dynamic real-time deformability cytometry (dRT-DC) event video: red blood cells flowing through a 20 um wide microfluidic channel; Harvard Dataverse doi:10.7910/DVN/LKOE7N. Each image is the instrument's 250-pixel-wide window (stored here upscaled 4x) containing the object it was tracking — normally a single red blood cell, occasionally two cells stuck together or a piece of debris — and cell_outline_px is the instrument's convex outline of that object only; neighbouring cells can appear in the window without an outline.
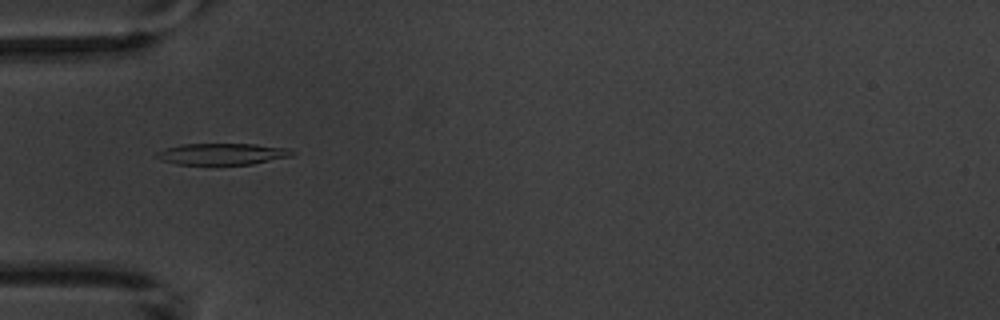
{"species": "common noctule bat (a hibernating species)", "species_latin": "Nyctalus noctula", "temperature_condition": "warm", "stored_images_in_passage": 7, "camera_frame_rate_fps": 3000, "um_per_image_px": 0.085, "animal": {"sex": "male", "body_mass_g": 20.1, "forearm_length_mm": 53.5}, "frame": {"image": 1, "passage_image": 4, "time_ms": 3.333, "image_size_px": [1000, 320], "cell_outline_px": [[296, 152], [292, 156], [252, 164], [176, 164], [160, 160], [152, 156], [156, 152], [180, 144], [256, 144], [288, 148]], "centroid_in_image_um": [18.88, 13.08], "position_along_channel_um": 66.1, "area_um2": 16.99}}
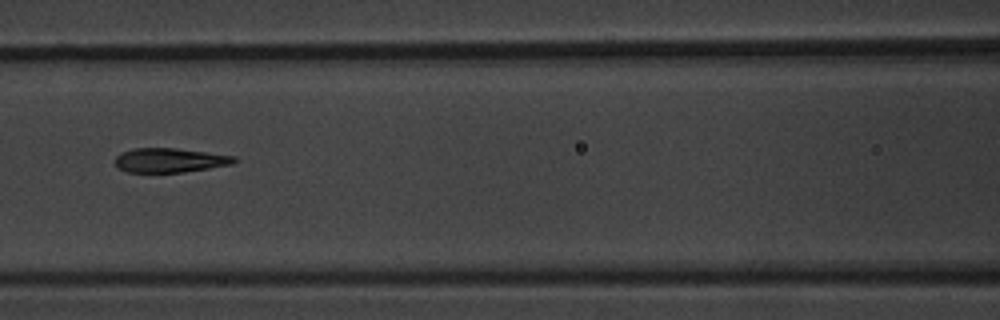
{"frame": {"image": 2, "passage_image": 6, "time_ms": 5.667, "image_size_px": [1000, 320], "cell_outline_px": [[236, 160], [232, 164], [184, 172], [128, 172], [120, 168], [116, 164], [116, 156], [120, 152], [136, 148], [176, 148], [236, 156]], "centroid_in_image_um": [14.43, 13.61], "position_along_channel_um": 152.2, "area_um2": 16.7}}
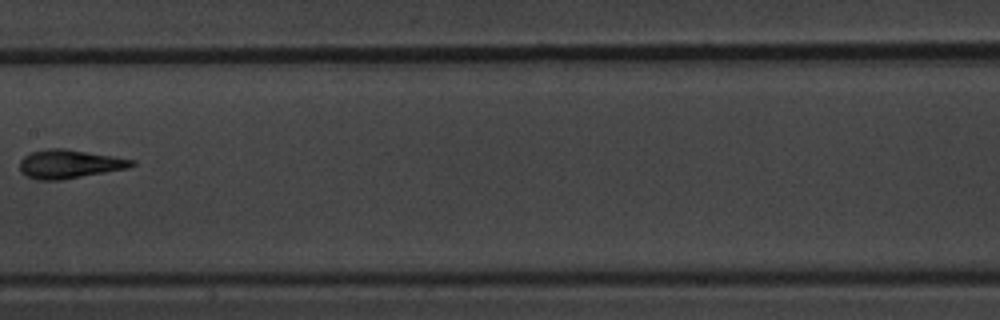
{"frame": {"image": 3, "passage_image": 7, "time_ms": 7.0, "image_size_px": [1000, 320], "cell_outline_px": [[136, 164], [128, 168], [60, 180], [36, 180], [20, 172], [20, 160], [24, 156], [32, 152], [48, 148], [64, 148], [136, 160]], "centroid_in_image_um": [5.89, 13.94], "position_along_channel_um": 201.5, "area_um2": 18.61}}